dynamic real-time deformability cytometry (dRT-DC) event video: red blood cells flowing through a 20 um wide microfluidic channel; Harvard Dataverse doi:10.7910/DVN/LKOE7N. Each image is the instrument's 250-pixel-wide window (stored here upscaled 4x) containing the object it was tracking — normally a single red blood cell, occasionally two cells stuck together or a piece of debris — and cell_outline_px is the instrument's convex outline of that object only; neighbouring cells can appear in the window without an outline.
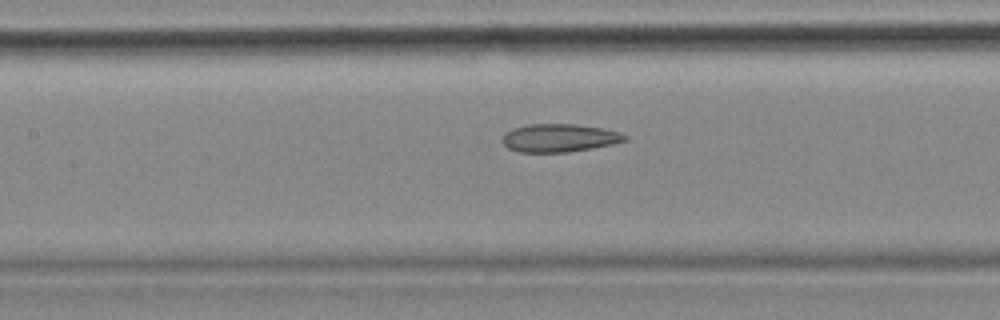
{"species": "common noctule bat (a hibernating species)", "species_latin": "Nyctalus noctula", "temperature_condition": "cold", "stored_images_in_passage": 56, "camera_frame_rate_fps": 3000, "um_per_image_px": 0.085, "animal": {"sex": "female", "body_mass_g": 18.4}, "frame": {"image": 1, "passage_image": 25, "time_ms": 8.0, "image_size_px": [1000, 320], "cell_outline_px": [[628, 140], [612, 144], [592, 148], [568, 152], [520, 152], [508, 148], [500, 140], [512, 128], [528, 124], [576, 124], [604, 128], [620, 132], [628, 136]], "centroid_in_image_um": [47.57, 11.72], "position_along_channel_um": 159.8, "area_um2": 20.11}, "authors_computed_cell_mechanics": {"area_um2": 22.1374, "velocity_mm_per_s": 3.5461, "shape_relaxation_time_tau1_ms": null, "shape_relaxation_time_tau2_ms": 5.774, "deformation_change_tau1": null, "deformation_change_tau2": 0.139}}